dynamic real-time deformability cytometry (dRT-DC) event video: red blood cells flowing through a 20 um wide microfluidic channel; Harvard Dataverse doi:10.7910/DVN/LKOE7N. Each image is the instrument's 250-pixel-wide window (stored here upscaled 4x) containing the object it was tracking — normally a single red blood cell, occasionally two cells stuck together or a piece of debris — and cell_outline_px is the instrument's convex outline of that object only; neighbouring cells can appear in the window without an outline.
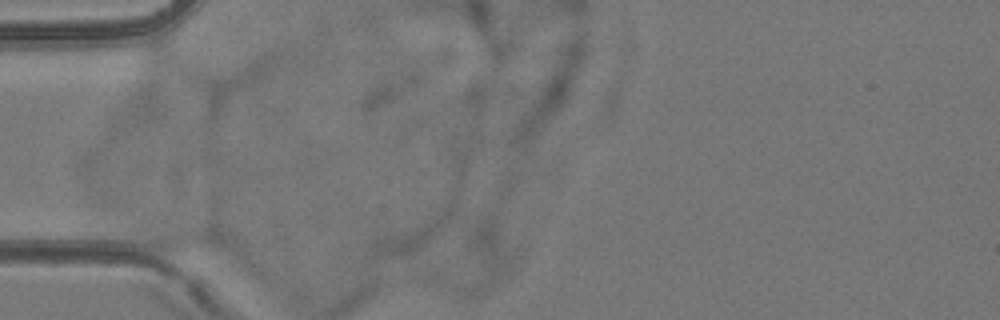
{"species": "common noctule bat (a hibernating species)", "species_latin": "Nyctalus noctula", "temperature_condition": "room temperature", "stored_images_in_passage": 2, "camera_frame_rate_fps": 3000, "um_per_image_px": 0.085, "animal": {"sex": "female", "body_mass_g": 24.6, "forearm_length_mm": 56.2}, "frame": {"image": 1, "passage_image": 1, "time_ms": 0.0, "image_size_px": [1000, 320], "cell_outline_px": [[228, 252], [168, 252], [152, 248], [144, 244], [132, 228], [148, 224], [212, 228], [220, 236]], "centroid_in_image_um": [15.34, 20.28], "position_along_channel_um": 69.7, "area_um2": 14.68}}